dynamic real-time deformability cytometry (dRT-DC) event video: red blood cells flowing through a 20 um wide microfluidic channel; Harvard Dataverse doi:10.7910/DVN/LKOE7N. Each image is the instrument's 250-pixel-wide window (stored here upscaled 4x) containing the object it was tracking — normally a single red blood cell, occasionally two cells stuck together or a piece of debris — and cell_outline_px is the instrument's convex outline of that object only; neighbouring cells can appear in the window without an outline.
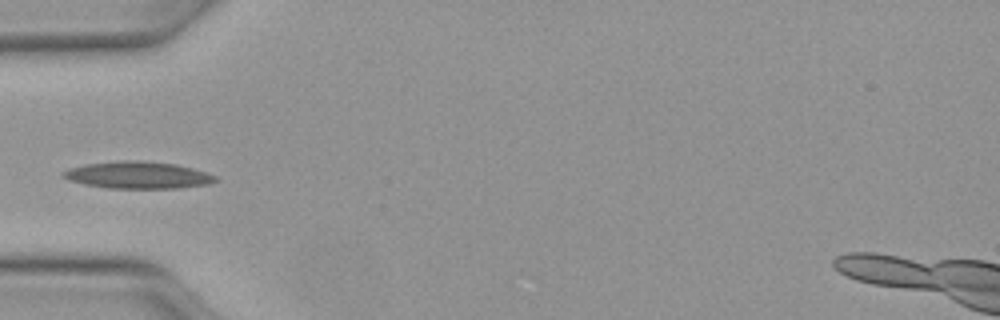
{"species": "Egyptian fruit bat (a non-hibernating species)", "species_latin": "Rousettus aegyptiacus", "temperature_condition": "warm", "stored_images_in_passage": 34, "camera_frame_rate_fps": 3000, "um_per_image_px": 0.085, "animal": {"sex": "female"}, "frame": {"image": 1, "passage_image": 1, "time_ms": 0.0, "image_size_px": [1000, 320], "cell_outline_px": [[220, 180], [208, 184], [180, 188], [108, 188], [84, 184], [68, 180], [60, 176], [60, 172], [68, 168], [84, 164], [116, 160], [136, 160], [176, 164], [192, 168], [216, 176]], "centroid_in_image_um": [11.66, 14.88], "position_along_channel_um": 73.3, "area_um2": 24.22}}
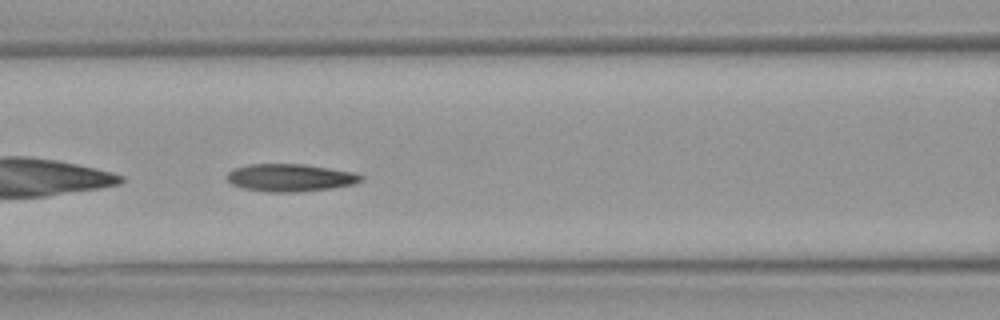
{"frame": {"image": 2, "passage_image": 6, "time_ms": 1.667, "image_size_px": [1000, 320], "cell_outline_px": [[364, 180], [352, 184], [332, 188], [296, 192], [264, 192], [244, 188], [232, 184], [228, 180], [228, 172], [236, 168], [248, 164], [304, 164], [356, 172], [364, 176]], "centroid_in_image_um": [24.71, 15.1], "position_along_channel_um": 141.9, "area_um2": 21.56}}
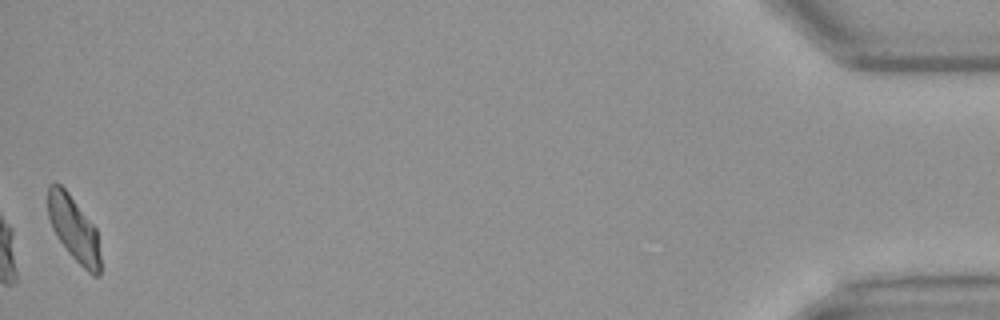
{"frame": {"image": 3, "passage_image": 34, "time_ms": 11.0, "image_size_px": [1000, 320], "cell_outline_px": [[100, 276], [92, 276], [68, 252], [52, 228], [48, 216], [48, 188], [52, 184], [60, 184], [68, 192], [96, 228], [100, 256]], "centroid_in_image_um": [6.29, 19.47], "position_along_channel_um": 428.9, "area_um2": 19.54}}